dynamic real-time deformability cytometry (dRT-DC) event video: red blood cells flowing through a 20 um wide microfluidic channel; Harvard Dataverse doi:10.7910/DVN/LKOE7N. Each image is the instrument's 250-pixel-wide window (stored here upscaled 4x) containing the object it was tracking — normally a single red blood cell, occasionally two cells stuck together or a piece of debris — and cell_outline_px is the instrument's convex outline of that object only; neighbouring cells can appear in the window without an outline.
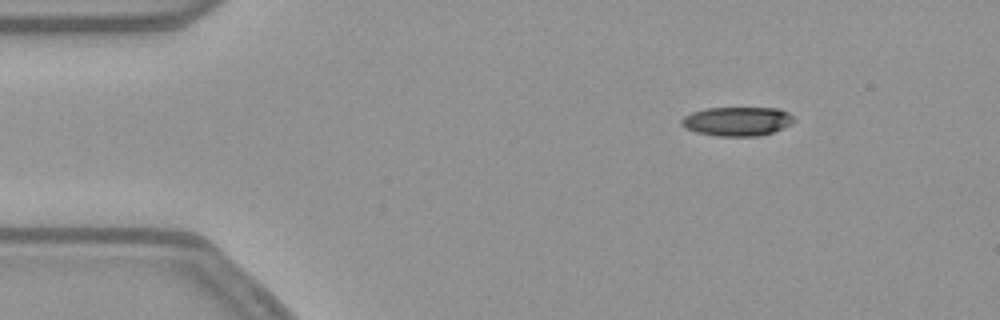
{"species": "common noctule bat (a hibernating species)", "species_latin": "Nyctalus noctula", "temperature_condition": "warm", "stored_images_in_passage": 47, "camera_frame_rate_fps": 3000, "um_per_image_px": 0.085, "animal": {"sex": "female", "body_mass_g": 21.9}, "frame": {"image": 1, "passage_image": 1, "time_ms": 0.0, "image_size_px": [1000, 320], "cell_outline_px": [[796, 120], [792, 124], [784, 128], [760, 136], [716, 136], [696, 132], [684, 128], [680, 124], [680, 120], [684, 116], [692, 112], [708, 108], [780, 108], [788, 112]], "centroid_in_image_um": [62.67, 10.31], "position_along_channel_um": 22.3, "area_um2": 19.25}}
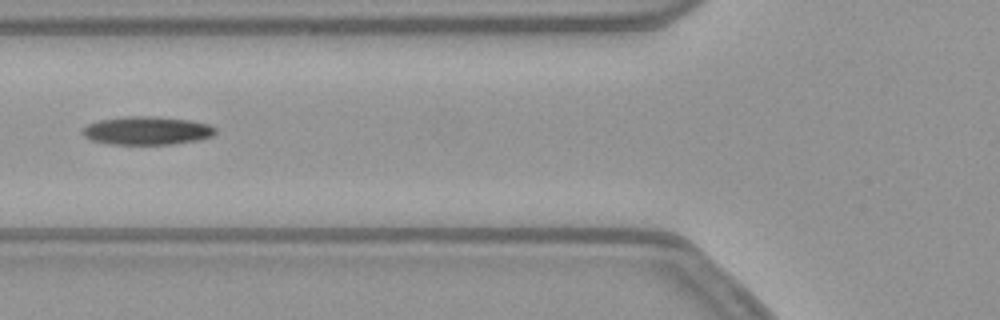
{"frame": {"image": 2, "passage_image": 14, "time_ms": 4.333, "image_size_px": [1000, 320], "cell_outline_px": [[216, 132], [212, 136], [200, 140], [172, 144], [112, 144], [92, 140], [84, 136], [84, 128], [88, 124], [100, 120], [132, 116], [156, 116], [188, 120], [208, 124], [216, 128]], "centroid_in_image_um": [12.54, 11.1], "position_along_channel_um": 113.3, "area_um2": 21.68}}
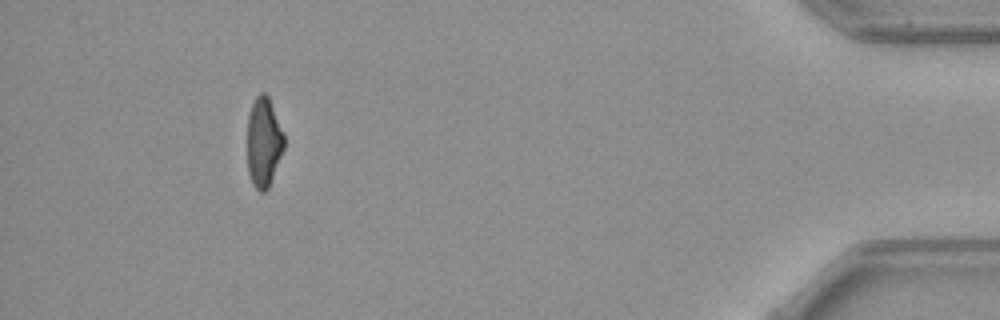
{"frame": {"image": 3, "passage_image": 43, "time_ms": 14.0, "image_size_px": [1000, 320], "cell_outline_px": [[284, 148], [268, 188], [264, 192], [260, 192], [252, 184], [248, 172], [248, 116], [252, 104], [256, 96], [260, 92], [264, 92], [268, 96], [284, 132]], "centroid_in_image_um": [22.41, 12.08], "position_along_channel_um": 412.8, "area_um2": 19.13}, "authors_computed_cell_mechanics": {"area_um2": 20.7502, "velocity_mm_per_s": 3.8085, "shape_relaxation_time_tau1_ms": null, "shape_relaxation_time_tau2_ms": 8.8959, "deformation_change_tau1": null, "deformation_change_tau2": 0.2067}}